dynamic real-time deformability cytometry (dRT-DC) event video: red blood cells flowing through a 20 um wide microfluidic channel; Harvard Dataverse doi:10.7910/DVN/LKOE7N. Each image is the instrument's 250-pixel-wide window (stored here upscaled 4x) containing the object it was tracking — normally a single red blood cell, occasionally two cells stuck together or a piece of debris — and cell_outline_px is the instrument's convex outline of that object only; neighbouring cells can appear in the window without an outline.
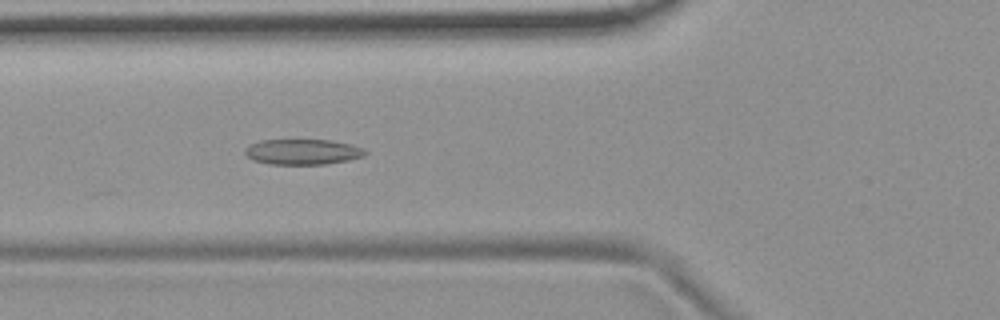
{"species": "common noctule bat (a hibernating species)", "species_latin": "Nyctalus noctula", "temperature_condition": "room temperature", "stored_images_in_passage": 4, "camera_frame_rate_fps": 3000, "um_per_image_px": 0.085, "animal": {"sex": "female", "body_mass_g": 19.9}, "frame": {"image": 1, "passage_image": 4, "time_ms": 3.333, "image_size_px": [1000, 320], "cell_outline_px": [[368, 152], [364, 156], [348, 160], [324, 164], [268, 164], [252, 160], [244, 152], [244, 148], [248, 144], [260, 140], [332, 140], [352, 144], [364, 148]], "centroid_in_image_um": [25.72, 12.9], "position_along_channel_um": 100.1, "area_um2": 18.03}}